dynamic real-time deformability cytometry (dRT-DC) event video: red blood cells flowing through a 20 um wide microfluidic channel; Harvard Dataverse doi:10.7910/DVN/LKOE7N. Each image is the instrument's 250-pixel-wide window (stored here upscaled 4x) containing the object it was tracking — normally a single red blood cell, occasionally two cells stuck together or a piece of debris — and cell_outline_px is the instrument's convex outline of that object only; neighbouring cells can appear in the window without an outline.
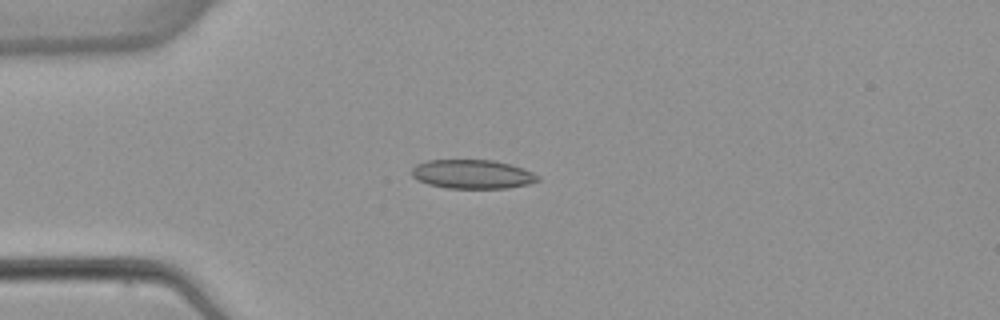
{"species": "common noctule bat (a hibernating species)", "species_latin": "Nyctalus noctula", "temperature_condition": "warm", "stored_images_in_passage": 5, "camera_frame_rate_fps": 3000, "um_per_image_px": 0.085, "animal": {"sex": "female", "body_mass_g": 22.7, "forearm_length_mm": 54.2}, "frame": {"image": 1, "passage_image": 3, "time_ms": 2.667, "image_size_px": [1000, 320], "cell_outline_px": [[540, 180], [528, 184], [508, 188], [448, 188], [428, 184], [412, 176], [412, 168], [416, 164], [428, 160], [492, 160], [512, 164], [524, 168], [540, 176]], "centroid_in_image_um": [40.19, 14.8], "position_along_channel_um": 44.8, "area_um2": 21.33}}
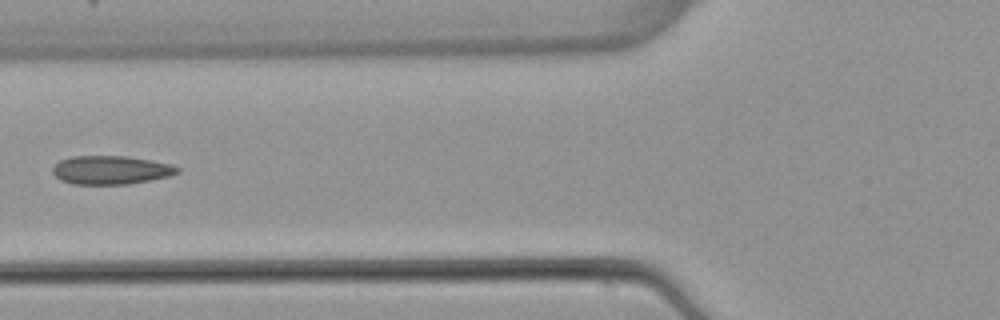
{"frame": {"image": 2, "passage_image": 5, "time_ms": 5.0, "image_size_px": [1000, 320], "cell_outline_px": [[180, 172], [168, 176], [128, 184], [72, 184], [60, 180], [52, 172], [52, 168], [60, 160], [72, 156], [128, 156], [152, 160], [172, 164], [180, 168]], "centroid_in_image_um": [9.42, 14.44], "position_along_channel_um": 116.4, "area_um2": 20.81}}